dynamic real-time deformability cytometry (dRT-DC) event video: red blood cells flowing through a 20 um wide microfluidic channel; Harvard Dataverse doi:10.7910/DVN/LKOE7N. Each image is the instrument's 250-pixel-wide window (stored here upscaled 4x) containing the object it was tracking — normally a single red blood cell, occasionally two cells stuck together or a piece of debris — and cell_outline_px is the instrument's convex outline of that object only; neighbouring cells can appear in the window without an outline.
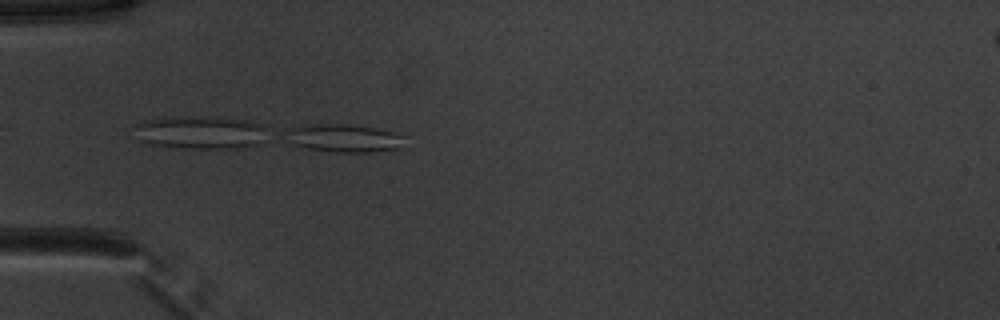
{"species": "common noctule bat (a hibernating species)", "species_latin": "Nyctalus noctula", "temperature_condition": "warm", "stored_images_in_passage": 6, "camera_frame_rate_fps": 3000, "um_per_image_px": 0.085, "animal": {"sex": "male", "body_mass_g": 20.1, "forearm_length_mm": 53.5}, "frame": {"image": 1, "passage_image": 1, "time_ms": 0.0, "image_size_px": [1000, 320], "cell_outline_px": [[404, 136], [396, 148], [368, 152], [336, 152], [308, 148], [292, 144], [284, 132], [284, 128], [312, 124], [348, 124], [396, 132]], "centroid_in_image_um": [29.13, 11.72], "position_along_channel_um": 55.9, "area_um2": 19.02}}
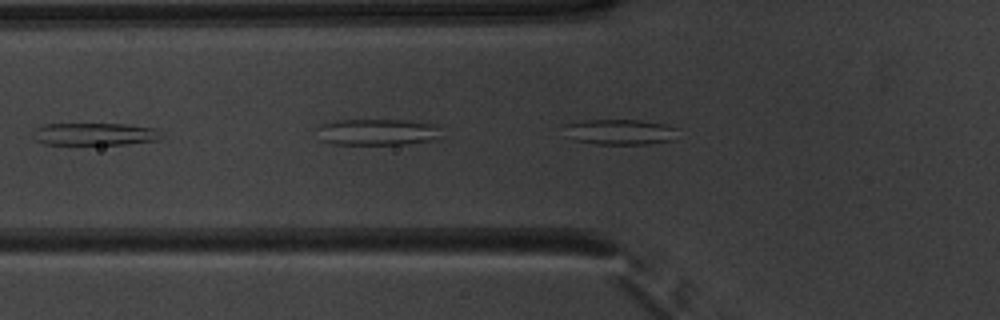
{"frame": {"image": 2, "passage_image": 3, "time_ms": 0.667, "image_size_px": [1000, 320], "cell_outline_px": [[160, 140], [124, 144], [44, 144], [36, 140], [32, 136], [32, 128], [44, 124], [124, 124], [156, 128], [160, 132]], "centroid_in_image_um": [7.99, 11.39], "position_along_channel_um": 117.8, "area_um2": 16.88}}